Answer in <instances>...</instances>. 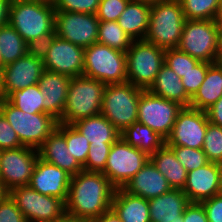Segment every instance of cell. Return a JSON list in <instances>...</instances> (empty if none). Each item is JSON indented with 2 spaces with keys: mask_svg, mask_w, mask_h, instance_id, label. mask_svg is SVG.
Listing matches in <instances>:
<instances>
[{
  "mask_svg": "<svg viewBox=\"0 0 222 222\" xmlns=\"http://www.w3.org/2000/svg\"><path fill=\"white\" fill-rule=\"evenodd\" d=\"M115 190L103 173L82 170L71 176L65 212L93 221L111 209Z\"/></svg>",
  "mask_w": 222,
  "mask_h": 222,
  "instance_id": "obj_1",
  "label": "cell"
},
{
  "mask_svg": "<svg viewBox=\"0 0 222 222\" xmlns=\"http://www.w3.org/2000/svg\"><path fill=\"white\" fill-rule=\"evenodd\" d=\"M185 21L179 0L152 4L144 40L164 50L177 48Z\"/></svg>",
  "mask_w": 222,
  "mask_h": 222,
  "instance_id": "obj_2",
  "label": "cell"
},
{
  "mask_svg": "<svg viewBox=\"0 0 222 222\" xmlns=\"http://www.w3.org/2000/svg\"><path fill=\"white\" fill-rule=\"evenodd\" d=\"M105 86V83L84 75L71 78L66 105L58 122L72 125L101 114Z\"/></svg>",
  "mask_w": 222,
  "mask_h": 222,
  "instance_id": "obj_3",
  "label": "cell"
},
{
  "mask_svg": "<svg viewBox=\"0 0 222 222\" xmlns=\"http://www.w3.org/2000/svg\"><path fill=\"white\" fill-rule=\"evenodd\" d=\"M0 112L18 135L20 143L35 149L43 144L59 123L47 113H24L6 98L0 99Z\"/></svg>",
  "mask_w": 222,
  "mask_h": 222,
  "instance_id": "obj_4",
  "label": "cell"
},
{
  "mask_svg": "<svg viewBox=\"0 0 222 222\" xmlns=\"http://www.w3.org/2000/svg\"><path fill=\"white\" fill-rule=\"evenodd\" d=\"M143 89L130 82L106 84L101 114L121 133L137 121L138 102Z\"/></svg>",
  "mask_w": 222,
  "mask_h": 222,
  "instance_id": "obj_5",
  "label": "cell"
},
{
  "mask_svg": "<svg viewBox=\"0 0 222 222\" xmlns=\"http://www.w3.org/2000/svg\"><path fill=\"white\" fill-rule=\"evenodd\" d=\"M8 23L28 43L55 29L54 4L11 1Z\"/></svg>",
  "mask_w": 222,
  "mask_h": 222,
  "instance_id": "obj_6",
  "label": "cell"
},
{
  "mask_svg": "<svg viewBox=\"0 0 222 222\" xmlns=\"http://www.w3.org/2000/svg\"><path fill=\"white\" fill-rule=\"evenodd\" d=\"M83 75L105 84L127 82L126 53L100 43L84 48Z\"/></svg>",
  "mask_w": 222,
  "mask_h": 222,
  "instance_id": "obj_7",
  "label": "cell"
},
{
  "mask_svg": "<svg viewBox=\"0 0 222 222\" xmlns=\"http://www.w3.org/2000/svg\"><path fill=\"white\" fill-rule=\"evenodd\" d=\"M164 63V49L145 40H133L126 51L127 82L148 90Z\"/></svg>",
  "mask_w": 222,
  "mask_h": 222,
  "instance_id": "obj_8",
  "label": "cell"
},
{
  "mask_svg": "<svg viewBox=\"0 0 222 222\" xmlns=\"http://www.w3.org/2000/svg\"><path fill=\"white\" fill-rule=\"evenodd\" d=\"M218 31L214 20H186L177 48L200 61L215 63Z\"/></svg>",
  "mask_w": 222,
  "mask_h": 222,
  "instance_id": "obj_9",
  "label": "cell"
},
{
  "mask_svg": "<svg viewBox=\"0 0 222 222\" xmlns=\"http://www.w3.org/2000/svg\"><path fill=\"white\" fill-rule=\"evenodd\" d=\"M10 197L28 222H54L65 213L62 199L43 195L29 185L13 188Z\"/></svg>",
  "mask_w": 222,
  "mask_h": 222,
  "instance_id": "obj_10",
  "label": "cell"
},
{
  "mask_svg": "<svg viewBox=\"0 0 222 222\" xmlns=\"http://www.w3.org/2000/svg\"><path fill=\"white\" fill-rule=\"evenodd\" d=\"M149 160L147 154L120 137L111 145L103 174L116 188H123Z\"/></svg>",
  "mask_w": 222,
  "mask_h": 222,
  "instance_id": "obj_11",
  "label": "cell"
},
{
  "mask_svg": "<svg viewBox=\"0 0 222 222\" xmlns=\"http://www.w3.org/2000/svg\"><path fill=\"white\" fill-rule=\"evenodd\" d=\"M182 109L183 106L175 101L164 99L151 94L148 90H143L138 102L137 121L150 127L166 139Z\"/></svg>",
  "mask_w": 222,
  "mask_h": 222,
  "instance_id": "obj_12",
  "label": "cell"
},
{
  "mask_svg": "<svg viewBox=\"0 0 222 222\" xmlns=\"http://www.w3.org/2000/svg\"><path fill=\"white\" fill-rule=\"evenodd\" d=\"M99 23L96 14L55 11L57 36L82 48L97 43Z\"/></svg>",
  "mask_w": 222,
  "mask_h": 222,
  "instance_id": "obj_13",
  "label": "cell"
},
{
  "mask_svg": "<svg viewBox=\"0 0 222 222\" xmlns=\"http://www.w3.org/2000/svg\"><path fill=\"white\" fill-rule=\"evenodd\" d=\"M38 157V150L29 146L1 150L0 180L9 191L29 185Z\"/></svg>",
  "mask_w": 222,
  "mask_h": 222,
  "instance_id": "obj_14",
  "label": "cell"
},
{
  "mask_svg": "<svg viewBox=\"0 0 222 222\" xmlns=\"http://www.w3.org/2000/svg\"><path fill=\"white\" fill-rule=\"evenodd\" d=\"M208 122L206 111L183 107L166 138V145L202 149Z\"/></svg>",
  "mask_w": 222,
  "mask_h": 222,
  "instance_id": "obj_15",
  "label": "cell"
},
{
  "mask_svg": "<svg viewBox=\"0 0 222 222\" xmlns=\"http://www.w3.org/2000/svg\"><path fill=\"white\" fill-rule=\"evenodd\" d=\"M3 68V98L12 92L38 84L45 71L43 60L26 53Z\"/></svg>",
  "mask_w": 222,
  "mask_h": 222,
  "instance_id": "obj_16",
  "label": "cell"
},
{
  "mask_svg": "<svg viewBox=\"0 0 222 222\" xmlns=\"http://www.w3.org/2000/svg\"><path fill=\"white\" fill-rule=\"evenodd\" d=\"M43 63L45 70L71 78L81 76L84 69V48L57 36Z\"/></svg>",
  "mask_w": 222,
  "mask_h": 222,
  "instance_id": "obj_17",
  "label": "cell"
},
{
  "mask_svg": "<svg viewBox=\"0 0 222 222\" xmlns=\"http://www.w3.org/2000/svg\"><path fill=\"white\" fill-rule=\"evenodd\" d=\"M71 175L38 157L29 186L35 191L67 200Z\"/></svg>",
  "mask_w": 222,
  "mask_h": 222,
  "instance_id": "obj_18",
  "label": "cell"
},
{
  "mask_svg": "<svg viewBox=\"0 0 222 222\" xmlns=\"http://www.w3.org/2000/svg\"><path fill=\"white\" fill-rule=\"evenodd\" d=\"M37 150L39 158L65 170L71 176L83 170V166L70 154L67 148L64 123H58L57 128Z\"/></svg>",
  "mask_w": 222,
  "mask_h": 222,
  "instance_id": "obj_19",
  "label": "cell"
},
{
  "mask_svg": "<svg viewBox=\"0 0 222 222\" xmlns=\"http://www.w3.org/2000/svg\"><path fill=\"white\" fill-rule=\"evenodd\" d=\"M182 191L190 203H201L220 194L218 163L209 162L205 166L187 172L186 184Z\"/></svg>",
  "mask_w": 222,
  "mask_h": 222,
  "instance_id": "obj_20",
  "label": "cell"
},
{
  "mask_svg": "<svg viewBox=\"0 0 222 222\" xmlns=\"http://www.w3.org/2000/svg\"><path fill=\"white\" fill-rule=\"evenodd\" d=\"M71 77L45 70L38 81V86L44 95L43 113L52 115L58 121L63 115L67 92Z\"/></svg>",
  "mask_w": 222,
  "mask_h": 222,
  "instance_id": "obj_21",
  "label": "cell"
},
{
  "mask_svg": "<svg viewBox=\"0 0 222 222\" xmlns=\"http://www.w3.org/2000/svg\"><path fill=\"white\" fill-rule=\"evenodd\" d=\"M123 189L132 195L149 200L169 192L172 188L164 175L149 160Z\"/></svg>",
  "mask_w": 222,
  "mask_h": 222,
  "instance_id": "obj_22",
  "label": "cell"
},
{
  "mask_svg": "<svg viewBox=\"0 0 222 222\" xmlns=\"http://www.w3.org/2000/svg\"><path fill=\"white\" fill-rule=\"evenodd\" d=\"M151 222H176L190 204L181 189H171L158 197L148 200Z\"/></svg>",
  "mask_w": 222,
  "mask_h": 222,
  "instance_id": "obj_23",
  "label": "cell"
},
{
  "mask_svg": "<svg viewBox=\"0 0 222 222\" xmlns=\"http://www.w3.org/2000/svg\"><path fill=\"white\" fill-rule=\"evenodd\" d=\"M111 208L122 222H151L148 200L116 188Z\"/></svg>",
  "mask_w": 222,
  "mask_h": 222,
  "instance_id": "obj_24",
  "label": "cell"
},
{
  "mask_svg": "<svg viewBox=\"0 0 222 222\" xmlns=\"http://www.w3.org/2000/svg\"><path fill=\"white\" fill-rule=\"evenodd\" d=\"M148 91L153 95L175 101L183 107H189L191 101L184 90L181 78L165 63Z\"/></svg>",
  "mask_w": 222,
  "mask_h": 222,
  "instance_id": "obj_25",
  "label": "cell"
},
{
  "mask_svg": "<svg viewBox=\"0 0 222 222\" xmlns=\"http://www.w3.org/2000/svg\"><path fill=\"white\" fill-rule=\"evenodd\" d=\"M222 97V63H211L189 107L206 111Z\"/></svg>",
  "mask_w": 222,
  "mask_h": 222,
  "instance_id": "obj_26",
  "label": "cell"
},
{
  "mask_svg": "<svg viewBox=\"0 0 222 222\" xmlns=\"http://www.w3.org/2000/svg\"><path fill=\"white\" fill-rule=\"evenodd\" d=\"M151 4L130 0L117 22L133 39L144 40L149 25Z\"/></svg>",
  "mask_w": 222,
  "mask_h": 222,
  "instance_id": "obj_27",
  "label": "cell"
},
{
  "mask_svg": "<svg viewBox=\"0 0 222 222\" xmlns=\"http://www.w3.org/2000/svg\"><path fill=\"white\" fill-rule=\"evenodd\" d=\"M72 125L90 145L113 144L120 138L119 131L102 114L81 119Z\"/></svg>",
  "mask_w": 222,
  "mask_h": 222,
  "instance_id": "obj_28",
  "label": "cell"
},
{
  "mask_svg": "<svg viewBox=\"0 0 222 222\" xmlns=\"http://www.w3.org/2000/svg\"><path fill=\"white\" fill-rule=\"evenodd\" d=\"M150 161L164 175L172 189L183 190L187 171L176 158L173 150L166 144L150 156Z\"/></svg>",
  "mask_w": 222,
  "mask_h": 222,
  "instance_id": "obj_29",
  "label": "cell"
},
{
  "mask_svg": "<svg viewBox=\"0 0 222 222\" xmlns=\"http://www.w3.org/2000/svg\"><path fill=\"white\" fill-rule=\"evenodd\" d=\"M120 137L134 148L147 154L149 157L166 144V139L150 127L136 121L125 128Z\"/></svg>",
  "mask_w": 222,
  "mask_h": 222,
  "instance_id": "obj_30",
  "label": "cell"
},
{
  "mask_svg": "<svg viewBox=\"0 0 222 222\" xmlns=\"http://www.w3.org/2000/svg\"><path fill=\"white\" fill-rule=\"evenodd\" d=\"M27 53V42L9 24L0 26L1 67L15 62Z\"/></svg>",
  "mask_w": 222,
  "mask_h": 222,
  "instance_id": "obj_31",
  "label": "cell"
},
{
  "mask_svg": "<svg viewBox=\"0 0 222 222\" xmlns=\"http://www.w3.org/2000/svg\"><path fill=\"white\" fill-rule=\"evenodd\" d=\"M133 39L119 26L117 21H100L97 43L125 52Z\"/></svg>",
  "mask_w": 222,
  "mask_h": 222,
  "instance_id": "obj_32",
  "label": "cell"
},
{
  "mask_svg": "<svg viewBox=\"0 0 222 222\" xmlns=\"http://www.w3.org/2000/svg\"><path fill=\"white\" fill-rule=\"evenodd\" d=\"M6 99L24 113H43L44 95L42 94L38 84L16 90Z\"/></svg>",
  "mask_w": 222,
  "mask_h": 222,
  "instance_id": "obj_33",
  "label": "cell"
},
{
  "mask_svg": "<svg viewBox=\"0 0 222 222\" xmlns=\"http://www.w3.org/2000/svg\"><path fill=\"white\" fill-rule=\"evenodd\" d=\"M186 20H214L220 0H179Z\"/></svg>",
  "mask_w": 222,
  "mask_h": 222,
  "instance_id": "obj_34",
  "label": "cell"
},
{
  "mask_svg": "<svg viewBox=\"0 0 222 222\" xmlns=\"http://www.w3.org/2000/svg\"><path fill=\"white\" fill-rule=\"evenodd\" d=\"M65 140L70 154L83 166L87 160L89 141L69 124H65Z\"/></svg>",
  "mask_w": 222,
  "mask_h": 222,
  "instance_id": "obj_35",
  "label": "cell"
},
{
  "mask_svg": "<svg viewBox=\"0 0 222 222\" xmlns=\"http://www.w3.org/2000/svg\"><path fill=\"white\" fill-rule=\"evenodd\" d=\"M202 150L209 162H222V127L208 122Z\"/></svg>",
  "mask_w": 222,
  "mask_h": 222,
  "instance_id": "obj_36",
  "label": "cell"
},
{
  "mask_svg": "<svg viewBox=\"0 0 222 222\" xmlns=\"http://www.w3.org/2000/svg\"><path fill=\"white\" fill-rule=\"evenodd\" d=\"M178 161L187 172L198 169L209 163L207 156L202 149H195L186 146H169Z\"/></svg>",
  "mask_w": 222,
  "mask_h": 222,
  "instance_id": "obj_37",
  "label": "cell"
},
{
  "mask_svg": "<svg viewBox=\"0 0 222 222\" xmlns=\"http://www.w3.org/2000/svg\"><path fill=\"white\" fill-rule=\"evenodd\" d=\"M199 62L200 60L180 51L178 48L165 50V64L180 78H183L184 74L194 69Z\"/></svg>",
  "mask_w": 222,
  "mask_h": 222,
  "instance_id": "obj_38",
  "label": "cell"
},
{
  "mask_svg": "<svg viewBox=\"0 0 222 222\" xmlns=\"http://www.w3.org/2000/svg\"><path fill=\"white\" fill-rule=\"evenodd\" d=\"M112 144L90 145L83 170L103 173Z\"/></svg>",
  "mask_w": 222,
  "mask_h": 222,
  "instance_id": "obj_39",
  "label": "cell"
},
{
  "mask_svg": "<svg viewBox=\"0 0 222 222\" xmlns=\"http://www.w3.org/2000/svg\"><path fill=\"white\" fill-rule=\"evenodd\" d=\"M210 64L209 62L200 61L194 69L188 71L184 74V77L181 78L184 90L190 98L195 95L203 83Z\"/></svg>",
  "mask_w": 222,
  "mask_h": 222,
  "instance_id": "obj_40",
  "label": "cell"
},
{
  "mask_svg": "<svg viewBox=\"0 0 222 222\" xmlns=\"http://www.w3.org/2000/svg\"><path fill=\"white\" fill-rule=\"evenodd\" d=\"M100 0H58L54 4L55 11L96 14Z\"/></svg>",
  "mask_w": 222,
  "mask_h": 222,
  "instance_id": "obj_41",
  "label": "cell"
},
{
  "mask_svg": "<svg viewBox=\"0 0 222 222\" xmlns=\"http://www.w3.org/2000/svg\"><path fill=\"white\" fill-rule=\"evenodd\" d=\"M130 0H100L96 13L99 21H117Z\"/></svg>",
  "mask_w": 222,
  "mask_h": 222,
  "instance_id": "obj_42",
  "label": "cell"
},
{
  "mask_svg": "<svg viewBox=\"0 0 222 222\" xmlns=\"http://www.w3.org/2000/svg\"><path fill=\"white\" fill-rule=\"evenodd\" d=\"M57 37L56 30L40 36L37 39H33L27 43V53L36 57L37 59H44L48 55V51Z\"/></svg>",
  "mask_w": 222,
  "mask_h": 222,
  "instance_id": "obj_43",
  "label": "cell"
},
{
  "mask_svg": "<svg viewBox=\"0 0 222 222\" xmlns=\"http://www.w3.org/2000/svg\"><path fill=\"white\" fill-rule=\"evenodd\" d=\"M21 146L23 145L20 143L18 135L0 112V151L16 149Z\"/></svg>",
  "mask_w": 222,
  "mask_h": 222,
  "instance_id": "obj_44",
  "label": "cell"
},
{
  "mask_svg": "<svg viewBox=\"0 0 222 222\" xmlns=\"http://www.w3.org/2000/svg\"><path fill=\"white\" fill-rule=\"evenodd\" d=\"M0 222H28L10 195L0 203Z\"/></svg>",
  "mask_w": 222,
  "mask_h": 222,
  "instance_id": "obj_45",
  "label": "cell"
},
{
  "mask_svg": "<svg viewBox=\"0 0 222 222\" xmlns=\"http://www.w3.org/2000/svg\"><path fill=\"white\" fill-rule=\"evenodd\" d=\"M209 222H222V195L218 194L201 202Z\"/></svg>",
  "mask_w": 222,
  "mask_h": 222,
  "instance_id": "obj_46",
  "label": "cell"
},
{
  "mask_svg": "<svg viewBox=\"0 0 222 222\" xmlns=\"http://www.w3.org/2000/svg\"><path fill=\"white\" fill-rule=\"evenodd\" d=\"M183 222H209L201 203H190L184 210Z\"/></svg>",
  "mask_w": 222,
  "mask_h": 222,
  "instance_id": "obj_47",
  "label": "cell"
},
{
  "mask_svg": "<svg viewBox=\"0 0 222 222\" xmlns=\"http://www.w3.org/2000/svg\"><path fill=\"white\" fill-rule=\"evenodd\" d=\"M209 122L222 127V97L206 110Z\"/></svg>",
  "mask_w": 222,
  "mask_h": 222,
  "instance_id": "obj_48",
  "label": "cell"
},
{
  "mask_svg": "<svg viewBox=\"0 0 222 222\" xmlns=\"http://www.w3.org/2000/svg\"><path fill=\"white\" fill-rule=\"evenodd\" d=\"M93 222H122L119 216L111 208L106 212L102 213L98 218L94 219Z\"/></svg>",
  "mask_w": 222,
  "mask_h": 222,
  "instance_id": "obj_49",
  "label": "cell"
},
{
  "mask_svg": "<svg viewBox=\"0 0 222 222\" xmlns=\"http://www.w3.org/2000/svg\"><path fill=\"white\" fill-rule=\"evenodd\" d=\"M10 2L11 0H0V26L8 23Z\"/></svg>",
  "mask_w": 222,
  "mask_h": 222,
  "instance_id": "obj_50",
  "label": "cell"
},
{
  "mask_svg": "<svg viewBox=\"0 0 222 222\" xmlns=\"http://www.w3.org/2000/svg\"><path fill=\"white\" fill-rule=\"evenodd\" d=\"M54 222H93V221L85 218L72 216L65 212L59 219L55 220Z\"/></svg>",
  "mask_w": 222,
  "mask_h": 222,
  "instance_id": "obj_51",
  "label": "cell"
},
{
  "mask_svg": "<svg viewBox=\"0 0 222 222\" xmlns=\"http://www.w3.org/2000/svg\"><path fill=\"white\" fill-rule=\"evenodd\" d=\"M216 62L222 63V28H219L217 36Z\"/></svg>",
  "mask_w": 222,
  "mask_h": 222,
  "instance_id": "obj_52",
  "label": "cell"
},
{
  "mask_svg": "<svg viewBox=\"0 0 222 222\" xmlns=\"http://www.w3.org/2000/svg\"><path fill=\"white\" fill-rule=\"evenodd\" d=\"M215 23L222 28V0L219 2L218 10L214 18Z\"/></svg>",
  "mask_w": 222,
  "mask_h": 222,
  "instance_id": "obj_53",
  "label": "cell"
},
{
  "mask_svg": "<svg viewBox=\"0 0 222 222\" xmlns=\"http://www.w3.org/2000/svg\"><path fill=\"white\" fill-rule=\"evenodd\" d=\"M9 195H10V191L6 188V186L0 180V203L4 201Z\"/></svg>",
  "mask_w": 222,
  "mask_h": 222,
  "instance_id": "obj_54",
  "label": "cell"
},
{
  "mask_svg": "<svg viewBox=\"0 0 222 222\" xmlns=\"http://www.w3.org/2000/svg\"><path fill=\"white\" fill-rule=\"evenodd\" d=\"M3 98V68L0 67V99Z\"/></svg>",
  "mask_w": 222,
  "mask_h": 222,
  "instance_id": "obj_55",
  "label": "cell"
},
{
  "mask_svg": "<svg viewBox=\"0 0 222 222\" xmlns=\"http://www.w3.org/2000/svg\"><path fill=\"white\" fill-rule=\"evenodd\" d=\"M219 179H220V194L222 195V162L218 163Z\"/></svg>",
  "mask_w": 222,
  "mask_h": 222,
  "instance_id": "obj_56",
  "label": "cell"
},
{
  "mask_svg": "<svg viewBox=\"0 0 222 222\" xmlns=\"http://www.w3.org/2000/svg\"><path fill=\"white\" fill-rule=\"evenodd\" d=\"M133 1H139V2H145V3H148V4H155V3H159V2H164V1H167V0H133Z\"/></svg>",
  "mask_w": 222,
  "mask_h": 222,
  "instance_id": "obj_57",
  "label": "cell"
},
{
  "mask_svg": "<svg viewBox=\"0 0 222 222\" xmlns=\"http://www.w3.org/2000/svg\"><path fill=\"white\" fill-rule=\"evenodd\" d=\"M16 2L46 3V0H11Z\"/></svg>",
  "mask_w": 222,
  "mask_h": 222,
  "instance_id": "obj_58",
  "label": "cell"
},
{
  "mask_svg": "<svg viewBox=\"0 0 222 222\" xmlns=\"http://www.w3.org/2000/svg\"><path fill=\"white\" fill-rule=\"evenodd\" d=\"M58 0H46V3L55 4Z\"/></svg>",
  "mask_w": 222,
  "mask_h": 222,
  "instance_id": "obj_59",
  "label": "cell"
},
{
  "mask_svg": "<svg viewBox=\"0 0 222 222\" xmlns=\"http://www.w3.org/2000/svg\"><path fill=\"white\" fill-rule=\"evenodd\" d=\"M176 222H183V214L179 216V221H176Z\"/></svg>",
  "mask_w": 222,
  "mask_h": 222,
  "instance_id": "obj_60",
  "label": "cell"
}]
</instances>
